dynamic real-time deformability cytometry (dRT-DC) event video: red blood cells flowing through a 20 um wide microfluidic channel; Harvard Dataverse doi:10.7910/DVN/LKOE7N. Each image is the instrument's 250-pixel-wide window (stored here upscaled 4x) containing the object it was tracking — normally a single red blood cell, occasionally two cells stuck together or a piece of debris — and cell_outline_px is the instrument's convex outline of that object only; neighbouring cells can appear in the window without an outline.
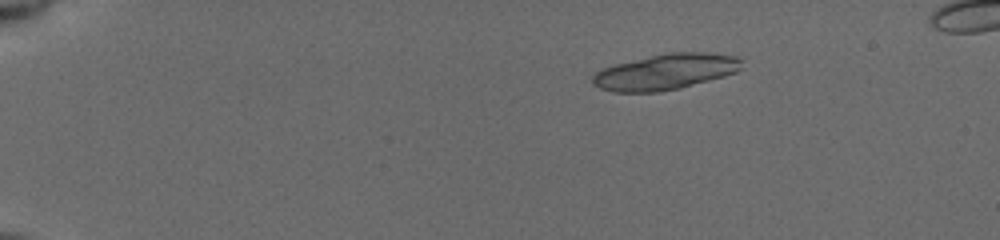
{"species": "common noctule bat (a hibernating species)", "species_latin": "Nyctalus noctula", "temperature_condition": "cold", "stored_images_in_passage": 38, "camera_frame_rate_fps": 3000, "um_per_image_px": 0.085, "animal": {"sex": "female", "body_mass_g": 19.5, "forearm_length_mm": 54.1}, "frame": {"image": 1, "passage_image": 17, "time_ms": 3.333, "image_size_px": [1000, 240], "cell_outline_px": [[744, 60], [740, 68], [736, 72], [724, 76], [680, 88], [656, 92], [612, 92], [600, 88], [592, 84], [592, 76], [596, 72], [604, 68], [616, 64], [664, 52], [708, 52], [736, 56]], "centroid_in_image_um": [56.58, 6.09], "position_along_channel_um": 28.4, "area_um2": 31.15}}